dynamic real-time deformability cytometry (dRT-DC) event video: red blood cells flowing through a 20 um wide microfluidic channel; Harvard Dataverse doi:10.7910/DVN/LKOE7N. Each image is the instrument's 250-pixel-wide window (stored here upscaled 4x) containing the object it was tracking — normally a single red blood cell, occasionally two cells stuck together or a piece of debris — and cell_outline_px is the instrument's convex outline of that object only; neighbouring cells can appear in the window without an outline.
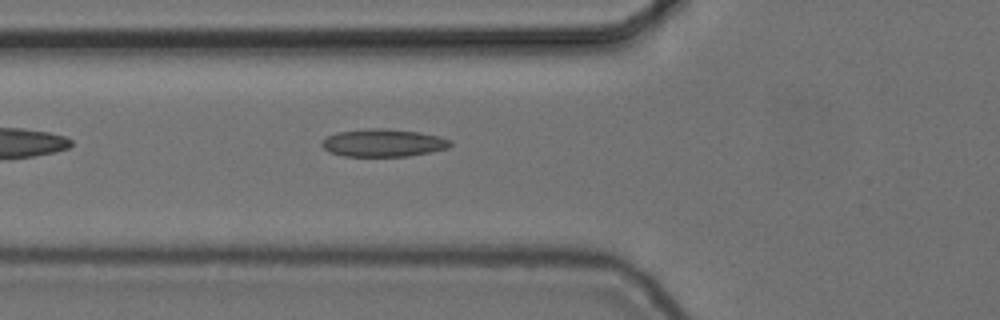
{"species": "common noctule bat (a hibernating species)", "species_latin": "Nyctalus noctula", "temperature_condition": "cold", "stored_images_in_passage": 39, "camera_frame_rate_fps": 3000, "um_per_image_px": 0.085, "animal": {"sex": "female", "body_mass_g": 24.6, "forearm_length_mm": 56.2}, "frame": {"image": 1, "passage_image": 4, "time_ms": 1.0, "image_size_px": [1000, 320], "cell_outline_px": [[452, 144], [448, 148], [432, 152], [408, 156], [344, 156], [328, 152], [320, 144], [328, 136], [336, 132], [368, 128], [384, 128], [420, 132], [452, 140]], "centroid_in_image_um": [32.58, 12.14], "position_along_channel_um": 93.2, "area_um2": 20.81}}
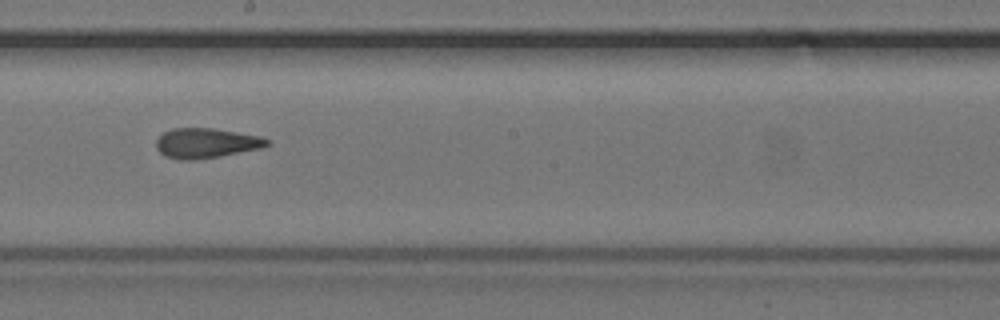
{"frame": {"image": 2, "passage_image": 15, "time_ms": 4.667, "image_size_px": [1000, 320], "cell_outline_px": [[272, 144], [260, 148], [216, 156], [192, 160], [180, 160], [164, 156], [156, 148], [156, 140], [164, 132], [172, 128], [212, 128], [260, 136], [272, 140]], "centroid_in_image_um": [17.51, 12.15], "position_along_channel_um": 230.7, "area_um2": 19.19}}
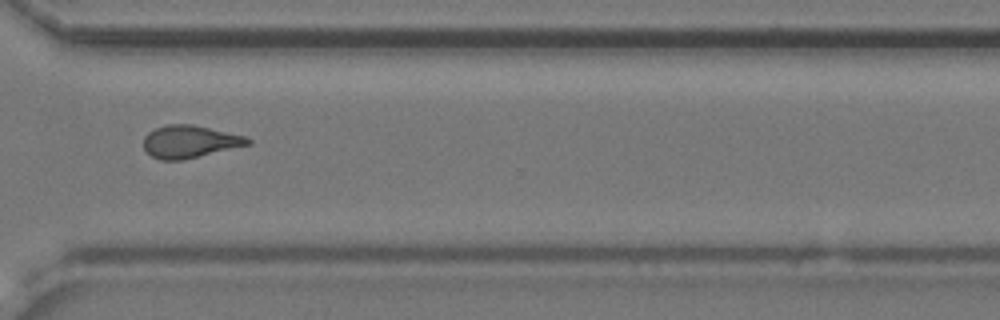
{"frame": {"image": 3, "passage_image": 25, "time_ms": 8.0, "image_size_px": [1000, 320], "cell_outline_px": [[252, 144], [184, 160], [160, 160], [152, 156], [144, 148], [144, 136], [148, 132], [156, 128], [168, 124], [192, 124], [244, 136], [252, 140]], "centroid_in_image_um": [16.13, 12.04], "position_along_channel_um": 354.5, "area_um2": 19.71}, "authors_computed_cell_mechanics": {"area_um2": 19.5942, "velocity_mm_per_s": 3.7271, "shape_relaxation_time_tau1_ms": null, "shape_relaxation_time_tau2_ms": 2.0713, "deformation_change_tau1": null, "deformation_change_tau2": 0.0938}}